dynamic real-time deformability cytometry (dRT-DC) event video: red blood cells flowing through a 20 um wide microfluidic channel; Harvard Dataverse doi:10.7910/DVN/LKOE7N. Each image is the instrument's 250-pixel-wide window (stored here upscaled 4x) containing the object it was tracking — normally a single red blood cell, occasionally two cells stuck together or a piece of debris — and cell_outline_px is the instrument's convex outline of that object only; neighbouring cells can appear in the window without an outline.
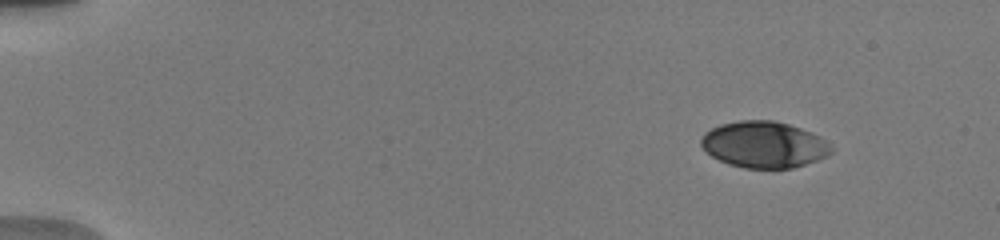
{"species": "human", "species_latin": "Homo sapiens", "temperature_condition": "warm", "stored_images_in_passage": 6, "camera_frame_rate_fps": 3000, "um_per_image_px": 0.085, "donor": {"sex": "male"}, "frame": {"image": 1, "passage_image": 3, "time_ms": 2.0, "image_size_px": [1000, 240], "cell_outline_px": [[832, 152], [828, 156], [792, 168], [744, 168], [728, 164], [712, 156], [700, 144], [700, 140], [704, 132], [720, 124], [740, 120], [772, 120], [788, 124], [800, 128], [820, 136], [832, 148]], "centroid_in_image_um": [64.92, 12.29], "position_along_channel_um": 20.1, "area_um2": 35.03}}